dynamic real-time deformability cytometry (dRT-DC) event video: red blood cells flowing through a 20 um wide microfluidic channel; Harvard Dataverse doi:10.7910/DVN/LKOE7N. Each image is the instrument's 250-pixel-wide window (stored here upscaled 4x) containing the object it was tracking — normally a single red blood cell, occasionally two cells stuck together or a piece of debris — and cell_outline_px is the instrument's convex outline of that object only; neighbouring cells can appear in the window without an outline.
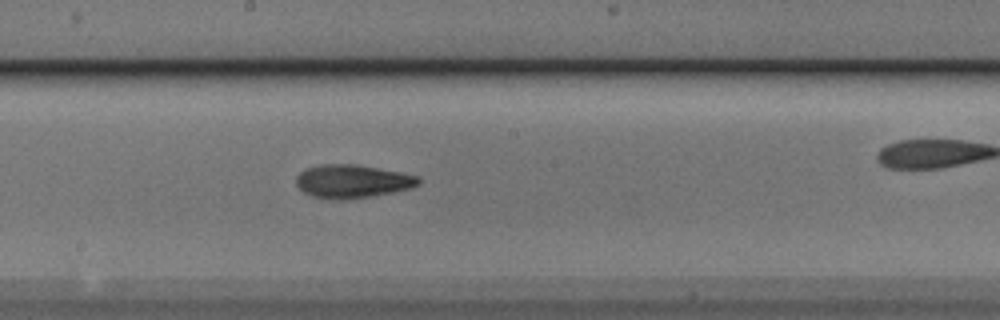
{"species": "Egyptian fruit bat (a non-hibernating species)", "species_latin": "Rousettus aegyptiacus", "temperature_condition": "cold", "stored_images_in_passage": 46, "camera_frame_rate_fps": 3000, "um_per_image_px": 0.085, "animal": {"sex": "male"}, "frame": {"image": 1, "passage_image": 20, "time_ms": 6.333, "image_size_px": [1000, 320], "cell_outline_px": [[420, 184], [412, 188], [392, 192], [368, 196], [336, 200], [332, 200], [312, 196], [304, 192], [296, 184], [296, 176], [300, 172], [308, 168], [320, 164], [356, 164], [400, 172], [420, 176]], "centroid_in_image_um": [29.95, 15.4], "position_along_channel_um": 218.2, "area_um2": 23.64}}
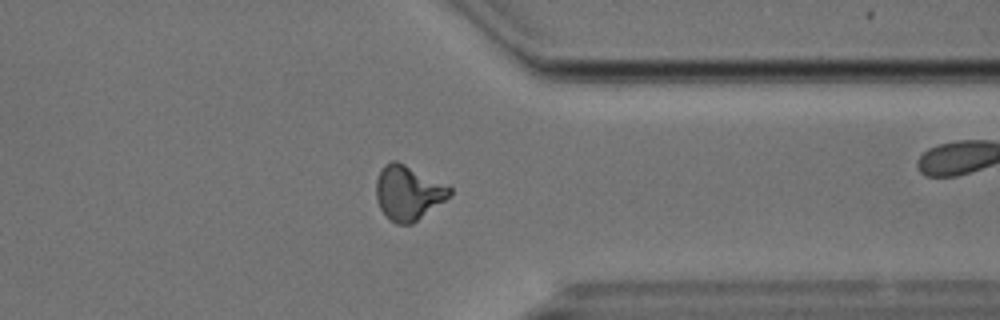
{"frame": {"image": 2, "passage_image": 33, "time_ms": 10.667, "image_size_px": [1000, 320], "cell_outline_px": [[452, 192], [444, 200], [412, 224], [396, 224], [388, 220], [380, 208], [376, 200], [376, 180], [384, 164], [392, 160], [396, 160], [452, 188]], "centroid_in_image_um": [34.64, 16.4], "position_along_channel_um": 376.8, "area_um2": 23.0}, "authors_computed_cell_mechanics": {"area_um2": 22.6287, "velocity_mm_per_s": 3.763, "shape_relaxation_time_tau1_ms": 5.6512, "shape_relaxation_time_tau2_ms": 4.794, "deformation_change_tau1": 0.1762, "deformation_change_tau2": 0.1423}}